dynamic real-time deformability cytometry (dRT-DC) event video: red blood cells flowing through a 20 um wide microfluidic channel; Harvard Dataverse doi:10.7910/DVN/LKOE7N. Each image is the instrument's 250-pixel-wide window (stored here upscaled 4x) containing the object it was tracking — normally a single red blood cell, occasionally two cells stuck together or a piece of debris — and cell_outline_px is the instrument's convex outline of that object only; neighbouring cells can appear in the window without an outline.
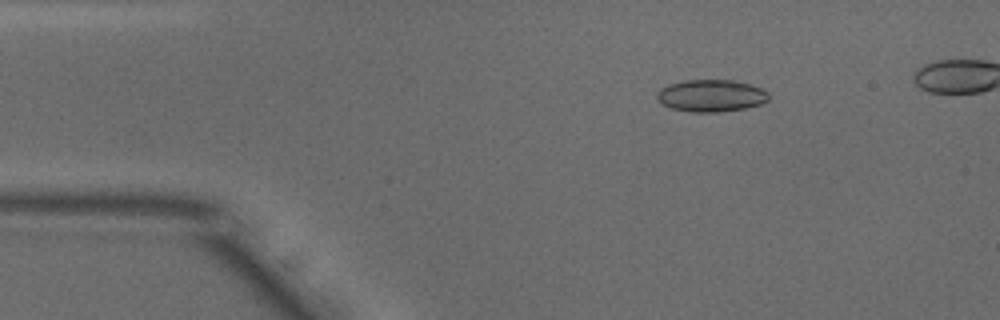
{"species": "common noctule bat (a hibernating species)", "species_latin": "Nyctalus noctula", "temperature_condition": "warm", "stored_images_in_passage": 42, "camera_frame_rate_fps": 3000, "um_per_image_px": 0.085, "animal": {"sex": "male", "body_mass_g": 18.8}, "frame": {"image": 1, "passage_image": 3, "time_ms": 0.667, "image_size_px": [1000, 320], "cell_outline_px": [[768, 100], [760, 104], [744, 108], [716, 112], [688, 112], [672, 108], [664, 104], [656, 96], [656, 92], [660, 88], [668, 84], [684, 80], [732, 80], [748, 84], [760, 88], [768, 92]], "centroid_in_image_um": [60.41, 8.13], "position_along_channel_um": 24.6, "area_um2": 20.75}}
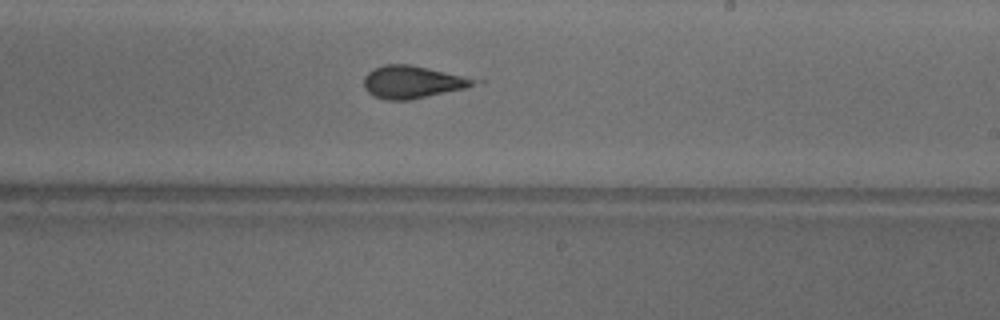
{"frame": {"image": 2, "passage_image": 25, "time_ms": 8.0, "image_size_px": [1000, 320], "cell_outline_px": [[488, 80], [484, 84], [408, 100], [388, 100], [372, 96], [364, 88], [364, 76], [372, 68], [384, 64], [408, 64]], "centroid_in_image_um": [35.16, 6.96], "position_along_channel_um": 253.8, "area_um2": 21.39}}
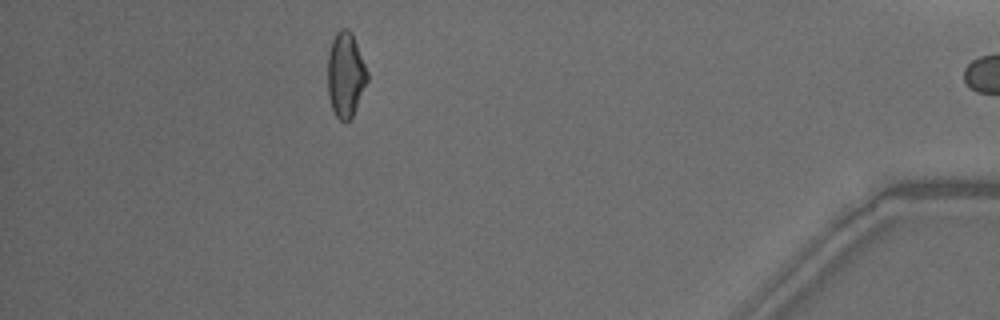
{"frame": {"image": 3, "passage_image": 41, "time_ms": 13.333, "image_size_px": [1000, 320], "cell_outline_px": [[368, 80], [352, 116], [348, 120], [340, 120], [336, 116], [332, 108], [328, 96], [328, 52], [332, 40], [336, 32], [340, 28], [348, 28], [352, 32], [368, 72]], "centroid_in_image_um": [29.37, 6.31], "position_along_channel_um": 405.8, "area_um2": 19.54}, "authors_computed_cell_mechanics": {"area_um2": 20.3456, "velocity_mm_per_s": 3.8864, "shape_relaxation_time_tau1_ms": null, "shape_relaxation_time_tau2_ms": 1.4844, "deformation_change_tau1": null, "deformation_change_tau2": 0.09}}